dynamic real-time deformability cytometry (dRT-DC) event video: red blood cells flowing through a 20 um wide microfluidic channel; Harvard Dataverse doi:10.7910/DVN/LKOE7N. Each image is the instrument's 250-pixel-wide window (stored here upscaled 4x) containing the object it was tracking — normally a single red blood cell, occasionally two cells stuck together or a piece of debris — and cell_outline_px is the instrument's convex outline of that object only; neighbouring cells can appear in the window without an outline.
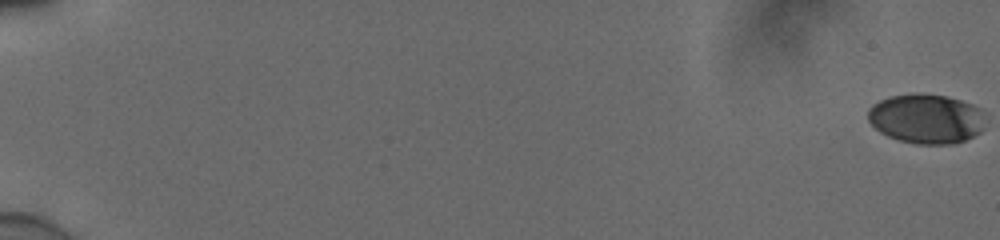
{"species": "human", "species_latin": "Homo sapiens", "temperature_condition": "cold", "stored_images_in_passage": 57, "camera_frame_rate_fps": 3000, "um_per_image_px": 0.085, "donor": {"sex": "male"}, "frame": {"image": 1, "passage_image": 1, "time_ms": 0.0, "image_size_px": [1000, 240], "cell_outline_px": [[980, 132], [964, 140], [952, 144], [916, 144], [900, 140], [888, 136], [880, 132], [868, 120], [868, 108], [872, 104], [888, 96], [912, 92], [916, 92], [948, 96], [972, 104], [980, 108]], "centroid_in_image_um": [78.65, 10.06], "position_along_channel_um": 6.4, "area_um2": 33.76}}
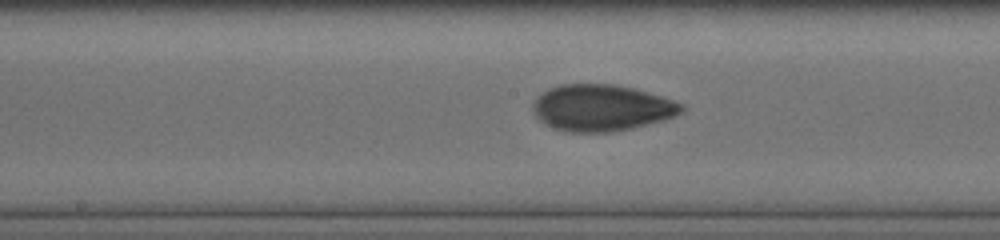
{"frame": {"image": 2, "passage_image": 33, "time_ms": 10.667, "image_size_px": [1000, 240], "cell_outline_px": [[684, 108], [680, 112], [664, 120], [632, 128], [608, 132], [572, 132], [556, 128], [540, 120], [532, 112], [532, 104], [544, 92], [560, 84], [612, 84], [632, 88], [660, 96], [684, 104]], "centroid_in_image_um": [51.13, 9.16], "position_along_channel_um": 197.1, "area_um2": 39.59}}
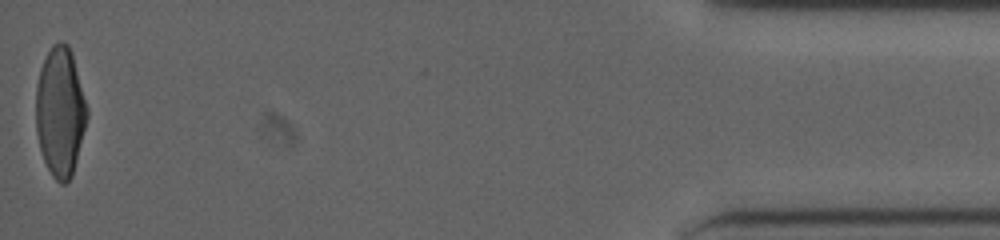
{"frame": {"image": 3, "passage_image": 57, "time_ms": 18.667, "image_size_px": [1000, 240], "cell_outline_px": [[88, 116], [72, 176], [64, 184], [60, 184], [52, 176], [44, 160], [40, 148], [36, 132], [36, 88], [40, 68], [52, 44], [60, 40], [68, 44], [72, 56], [88, 108]], "centroid_in_image_um": [5.11, 9.51], "position_along_channel_um": 430.1, "area_um2": 38.32}, "authors_computed_cell_mechanics": {"area_um2": 38.2636, "velocity_mm_per_s": 3.9016, "shape_relaxation_time_tau1_ms": 4.2841, "shape_relaxation_time_tau2_ms": 1.6454, "deformation_change_tau1": 0.1788, "deformation_change_tau2": 0.0569}}